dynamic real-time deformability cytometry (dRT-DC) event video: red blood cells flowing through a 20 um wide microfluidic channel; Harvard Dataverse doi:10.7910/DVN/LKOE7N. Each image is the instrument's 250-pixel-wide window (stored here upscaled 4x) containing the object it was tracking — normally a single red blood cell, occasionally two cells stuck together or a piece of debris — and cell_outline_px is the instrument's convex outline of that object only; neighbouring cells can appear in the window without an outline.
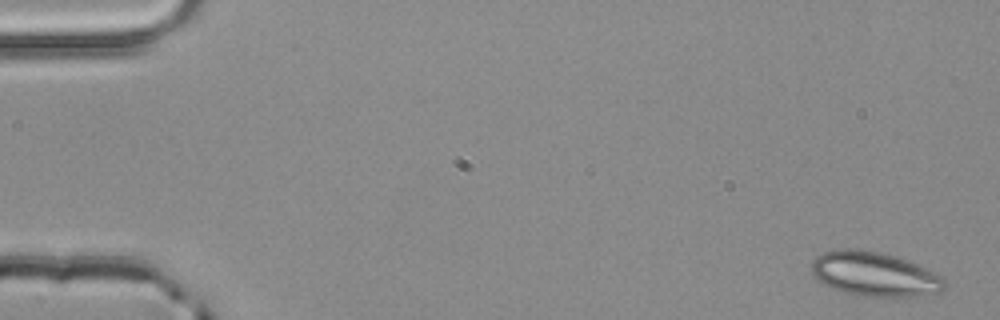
{"species": "common noctule bat (a hibernating species)", "species_latin": "Nyctalus noctula", "temperature_condition": "room temperature", "stored_images_in_passage": 4, "camera_frame_rate_fps": 3000, "um_per_image_px": 0.085, "animal": {"sex": "male", "body_mass_g": 20.4}, "frame": {"image": 1, "passage_image": 1, "time_ms": 0.0, "image_size_px": [1000, 320], "cell_outline_px": [[948, 288], [940, 292], [912, 296], [864, 296], [844, 292], [832, 288], [824, 284], [812, 276], [812, 260], [816, 256], [824, 252], [840, 248], [848, 248], [876, 252], [892, 256], [916, 264], [936, 272], [944, 280]], "centroid_in_image_um": [74.31, 23.31], "position_along_channel_um": 10.7, "area_um2": 34.04}}